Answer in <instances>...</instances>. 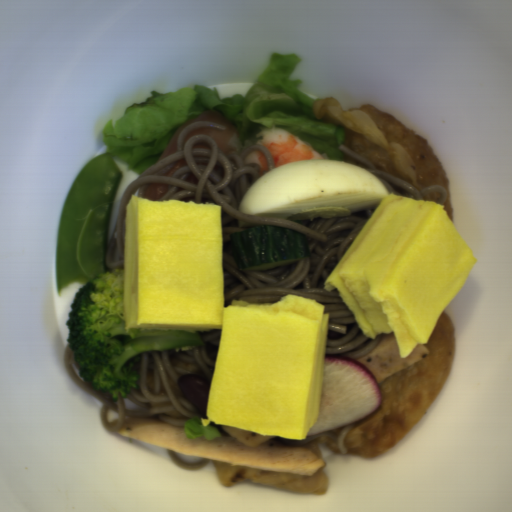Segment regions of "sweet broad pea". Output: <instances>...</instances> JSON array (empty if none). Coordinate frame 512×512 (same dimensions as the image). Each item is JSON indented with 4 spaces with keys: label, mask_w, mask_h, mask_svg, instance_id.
I'll return each instance as SVG.
<instances>
[{
    "label": "sweet broad pea",
    "mask_w": 512,
    "mask_h": 512,
    "mask_svg": "<svg viewBox=\"0 0 512 512\" xmlns=\"http://www.w3.org/2000/svg\"><path fill=\"white\" fill-rule=\"evenodd\" d=\"M108 152L89 160L71 184L60 210L54 275L57 294L75 283L86 285L117 269L106 265L109 221L122 179Z\"/></svg>",
    "instance_id": "obj_1"
},
{
    "label": "sweet broad pea",
    "mask_w": 512,
    "mask_h": 512,
    "mask_svg": "<svg viewBox=\"0 0 512 512\" xmlns=\"http://www.w3.org/2000/svg\"><path fill=\"white\" fill-rule=\"evenodd\" d=\"M177 385L183 397L189 401L198 412V417L206 418L207 403L211 385L193 374H180Z\"/></svg>",
    "instance_id": "obj_2"
}]
</instances>
